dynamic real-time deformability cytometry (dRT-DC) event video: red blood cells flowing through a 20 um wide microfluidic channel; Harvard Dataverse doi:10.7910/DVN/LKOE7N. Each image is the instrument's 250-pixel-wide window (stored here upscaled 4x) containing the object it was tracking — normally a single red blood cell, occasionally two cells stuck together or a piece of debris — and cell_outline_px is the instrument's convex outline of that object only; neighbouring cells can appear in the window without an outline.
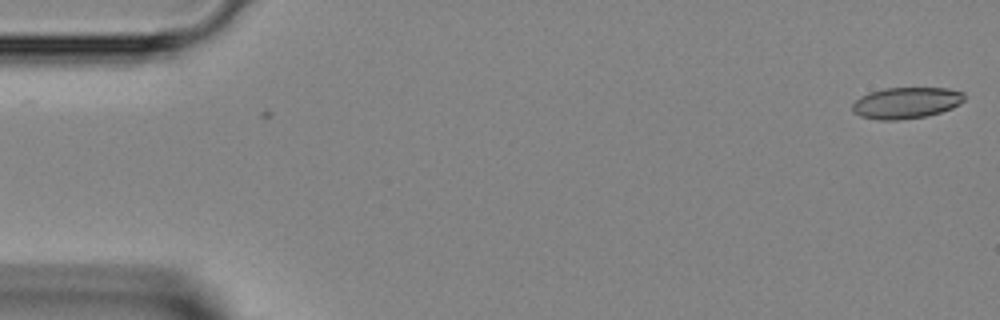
{"species": "Egyptian fruit bat (a non-hibernating species)", "species_latin": "Rousettus aegyptiacus", "temperature_condition": "room temperature", "stored_images_in_passage": 3, "camera_frame_rate_fps": 3000, "um_per_image_px": 0.085, "animal": {"sex": "female"}, "frame": {"image": 1, "passage_image": 3, "time_ms": 0.667, "image_size_px": [1000, 320], "cell_outline_px": [[964, 100], [960, 104], [952, 108], [940, 112], [924, 116], [896, 120], [880, 120], [860, 116], [852, 112], [852, 104], [860, 96], [868, 92], [884, 88], [948, 88], [964, 92]], "centroid_in_image_um": [77.0, 8.73], "position_along_channel_um": 8.0, "area_um2": 20.46}}